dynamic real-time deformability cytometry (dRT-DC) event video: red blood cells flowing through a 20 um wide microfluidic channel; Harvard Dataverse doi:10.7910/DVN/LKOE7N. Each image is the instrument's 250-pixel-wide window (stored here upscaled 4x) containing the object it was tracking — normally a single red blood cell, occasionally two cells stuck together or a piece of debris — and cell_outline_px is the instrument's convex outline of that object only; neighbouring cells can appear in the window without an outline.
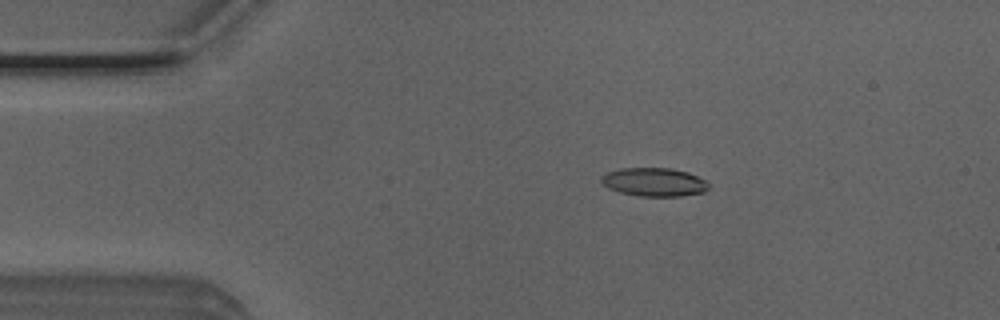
{"species": "Egyptian fruit bat (a non-hibernating species)", "species_latin": "Rousettus aegyptiacus", "temperature_condition": "room temperature", "stored_images_in_passage": 51, "camera_frame_rate_fps": 3000, "um_per_image_px": 0.085, "animal": {"sex": "male"}, "frame": {"image": 1, "passage_image": 9, "time_ms": 2.667, "image_size_px": [1000, 320], "cell_outline_px": [[708, 188], [704, 192], [680, 196], [640, 196], [620, 192], [608, 188], [600, 180], [600, 176], [608, 172], [620, 168], [672, 168], [688, 172], [708, 180]], "centroid_in_image_um": [55.62, 15.47], "position_along_channel_um": 29.4, "area_um2": 17.92}}
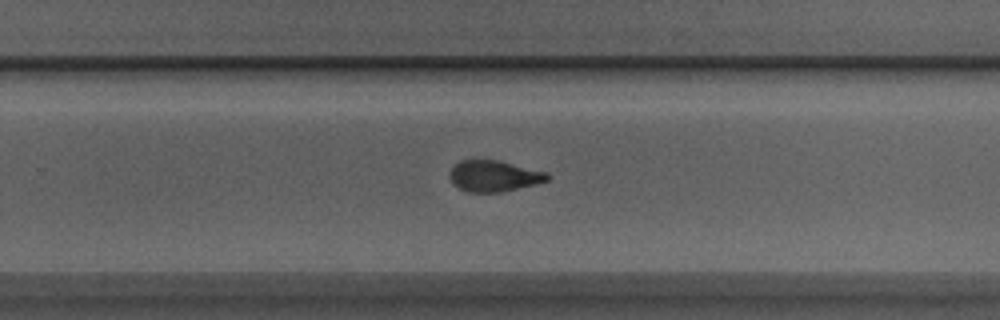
{"frame": {"image": 2, "passage_image": 32, "time_ms": 10.333, "image_size_px": [1000, 320], "cell_outline_px": [[548, 180], [536, 184], [500, 192], [468, 192], [452, 184], [448, 176], [448, 172], [460, 160], [500, 160], [548, 172]], "centroid_in_image_um": [41.96, 14.95], "position_along_channel_um": 287.8, "area_um2": 17.8}}
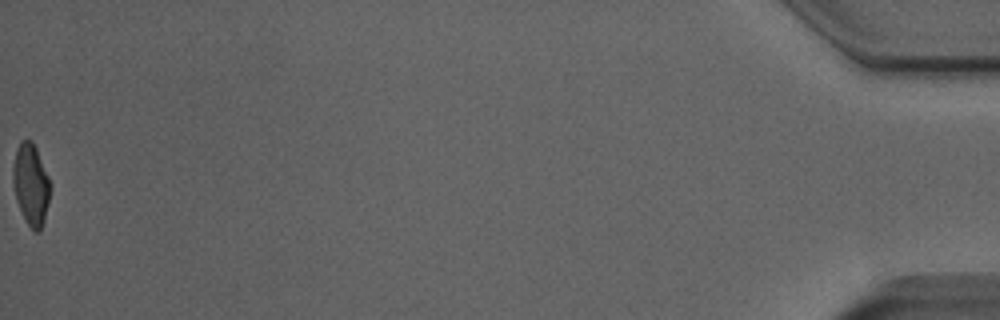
{"frame": {"image": 3, "passage_image": 51, "time_ms": 16.667, "image_size_px": [1000, 320], "cell_outline_px": [[52, 188], [44, 220], [40, 232], [36, 232], [28, 224], [16, 200], [12, 180], [12, 168], [16, 148], [20, 140], [32, 140], [36, 148], [52, 184]], "centroid_in_image_um": [2.63, 15.64], "position_along_channel_um": 432.6, "area_um2": 17.86}, "authors_computed_cell_mechanics": {"area_um2": 18.0914, "velocity_mm_per_s": 4.0139, "shape_relaxation_time_tau1_ms": 5.4054, "shape_relaxation_time_tau2_ms": 2.0366, "deformation_change_tau1": 0.1788, "deformation_change_tau2": 0.0894}}